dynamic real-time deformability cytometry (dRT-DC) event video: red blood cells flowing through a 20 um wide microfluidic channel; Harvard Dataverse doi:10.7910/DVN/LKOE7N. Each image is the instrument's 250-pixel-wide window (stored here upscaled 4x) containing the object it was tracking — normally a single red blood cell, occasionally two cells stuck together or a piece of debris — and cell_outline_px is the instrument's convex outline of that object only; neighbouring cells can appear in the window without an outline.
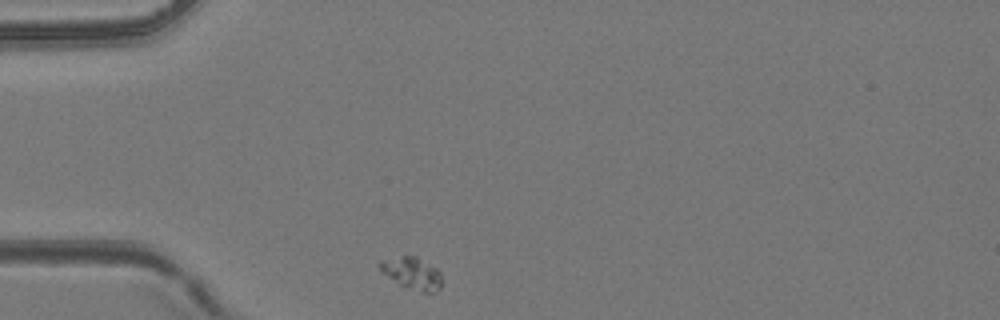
{"species": "common noctule bat (a hibernating species)", "species_latin": "Nyctalus noctula", "temperature_condition": "room temperature", "stored_images_in_passage": 28, "camera_frame_rate_fps": 3000, "um_per_image_px": 0.085, "animal": {"sex": "female", "body_mass_g": 24.6, "forearm_length_mm": 56.2}, "frame": {"image": 1, "passage_image": 1, "time_ms": 0.0, "image_size_px": [1000, 320], "cell_outline_px": [[440, 288], [432, 292], [424, 292], [400, 284], [380, 272], [376, 264], [380, 260], [404, 256], [416, 256], [436, 268], [440, 272]], "centroid_in_image_um": [34.97, 23.19], "position_along_channel_um": 50.0, "area_um2": 11.33}}
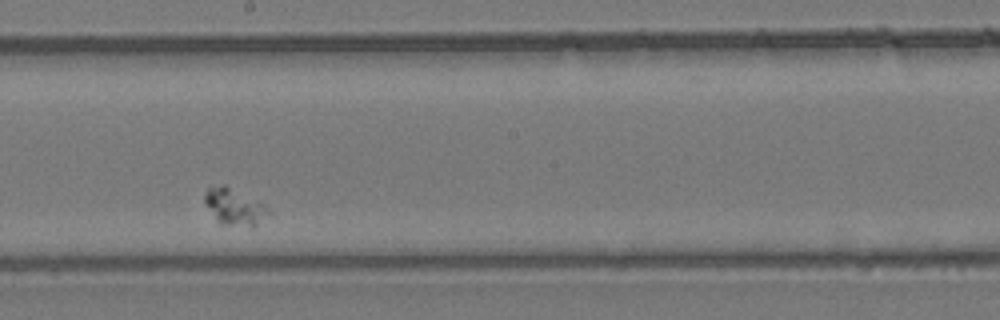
{"frame": {"image": 2, "passage_image": 16, "time_ms": 5.0, "image_size_px": [1000, 320], "cell_outline_px": [[272, 212], [252, 228], [220, 224], [204, 204], [204, 196], [208, 188], [220, 184], [224, 184], [256, 200]], "centroid_in_image_um": [19.9, 17.6], "position_along_channel_um": 228.3, "area_um2": 13.58}}
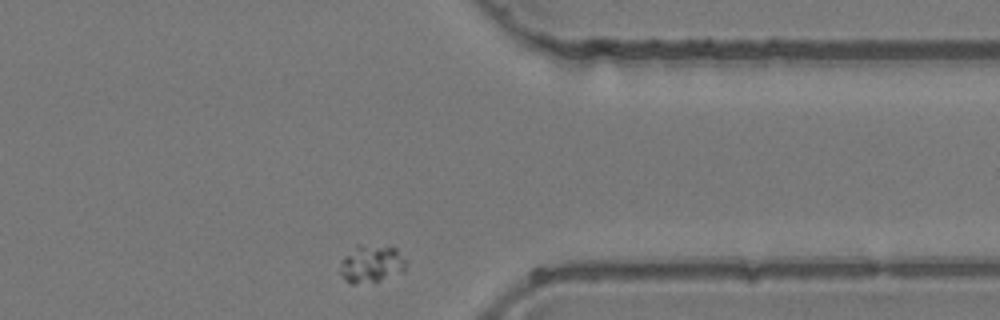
{"frame": {"image": 3, "passage_image": 28, "time_ms": 9.0, "image_size_px": [1000, 320], "cell_outline_px": [[408, 264], [404, 268], [380, 280], [352, 284], [348, 284], [344, 280], [340, 272], [340, 260], [356, 244], [360, 244], [396, 248]], "centroid_in_image_um": [31.49, 22.4], "position_along_channel_um": 379.9, "area_um2": 14.22}}